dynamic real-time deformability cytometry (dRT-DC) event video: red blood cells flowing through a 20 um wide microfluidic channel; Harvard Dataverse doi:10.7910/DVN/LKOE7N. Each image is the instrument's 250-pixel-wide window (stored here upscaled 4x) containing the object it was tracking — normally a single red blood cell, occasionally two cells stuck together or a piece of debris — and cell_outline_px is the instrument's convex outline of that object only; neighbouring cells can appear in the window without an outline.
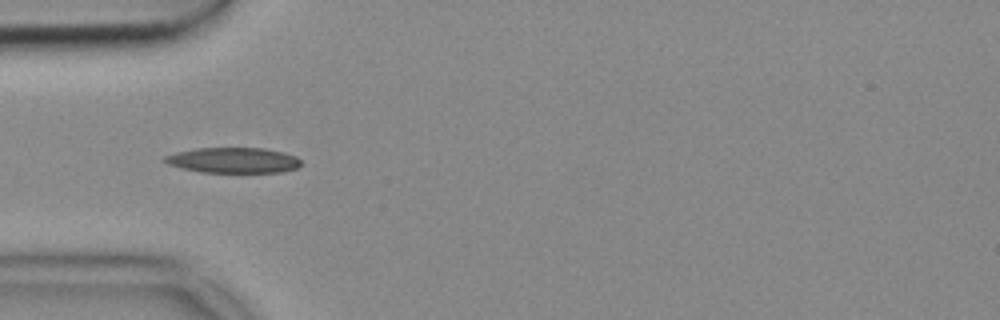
{"species": "common noctule bat (a hibernating species)", "species_latin": "Nyctalus noctula", "temperature_condition": "cold", "stored_images_in_passage": 10, "camera_frame_rate_fps": 3000, "um_per_image_px": 0.085, "animal": {"sex": "female", "body_mass_g": 18.4}, "frame": {"image": 1, "passage_image": 1, "time_ms": 0.0, "image_size_px": [1000, 320], "cell_outline_px": [[300, 164], [296, 168], [280, 172], [200, 172], [168, 164], [164, 160], [164, 156], [176, 152], [196, 148], [264, 148], [296, 156], [300, 160]], "centroid_in_image_um": [19.81, 13.62], "position_along_channel_um": 65.2, "area_um2": 19.94}}